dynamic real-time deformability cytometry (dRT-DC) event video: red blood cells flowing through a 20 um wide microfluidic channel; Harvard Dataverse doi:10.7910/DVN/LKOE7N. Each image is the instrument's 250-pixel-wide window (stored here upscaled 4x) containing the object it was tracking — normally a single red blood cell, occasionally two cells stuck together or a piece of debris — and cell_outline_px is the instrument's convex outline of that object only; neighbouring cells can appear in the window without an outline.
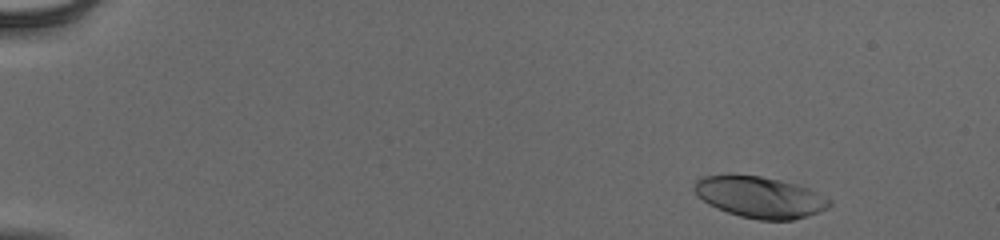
{"species": "human", "species_latin": "Homo sapiens", "temperature_condition": "cold", "stored_images_in_passage": 51, "camera_frame_rate_fps": 3000, "um_per_image_px": 0.085, "donor": {"sex": "male"}, "frame": {"image": 1, "passage_image": 3, "time_ms": 0.667, "image_size_px": [1000, 240], "cell_outline_px": [[832, 204], [828, 208], [820, 212], [808, 216], [792, 220], [760, 220], [740, 216], [716, 208], [708, 204], [696, 196], [692, 188], [692, 184], [696, 180], [704, 176], [728, 172], [760, 176], [780, 180], [796, 184], [808, 188], [832, 200]], "centroid_in_image_um": [64.53, 16.73], "position_along_channel_um": 20.5, "area_um2": 33.29}}
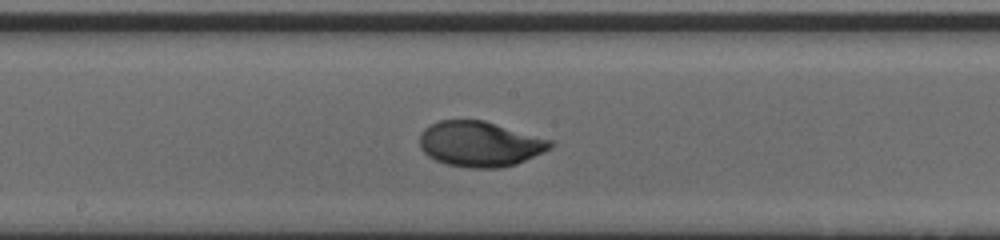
{"frame": {"image": 2, "passage_image": 28, "time_ms": 9.0, "image_size_px": [1000, 240], "cell_outline_px": [[556, 144], [552, 148], [544, 152], [516, 164], [500, 168], [468, 168], [448, 164], [436, 160], [428, 156], [420, 148], [420, 132], [428, 124], [440, 120], [484, 120], [552, 140]], "centroid_in_image_um": [40.79, 12.23], "position_along_channel_um": 207.4, "area_um2": 34.74}}
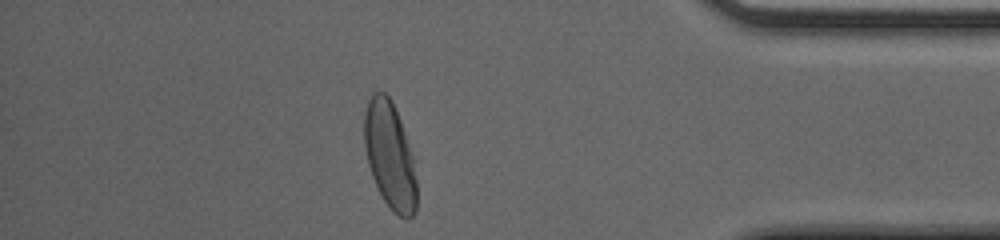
{"frame": {"image": 3, "passage_image": 45, "time_ms": 14.667, "image_size_px": [1000, 240], "cell_outline_px": [[416, 212], [412, 216], [400, 216], [392, 212], [384, 200], [372, 176], [368, 164], [364, 144], [364, 112], [368, 100], [372, 92], [384, 92], [392, 100], [400, 120], [412, 156], [416, 180]], "centroid_in_image_um": [33.11, 13.18], "position_along_channel_um": 402.1, "area_um2": 32.31}, "authors_computed_cell_mechanics": {"area_um2": 33.524, "velocity_mm_per_s": 3.9011, "shape_relaxation_time_tau1_ms": 2.7843, "shape_relaxation_time_tau2_ms": null, "deformation_change_tau1": 0.1616, "deformation_change_tau2": null}}